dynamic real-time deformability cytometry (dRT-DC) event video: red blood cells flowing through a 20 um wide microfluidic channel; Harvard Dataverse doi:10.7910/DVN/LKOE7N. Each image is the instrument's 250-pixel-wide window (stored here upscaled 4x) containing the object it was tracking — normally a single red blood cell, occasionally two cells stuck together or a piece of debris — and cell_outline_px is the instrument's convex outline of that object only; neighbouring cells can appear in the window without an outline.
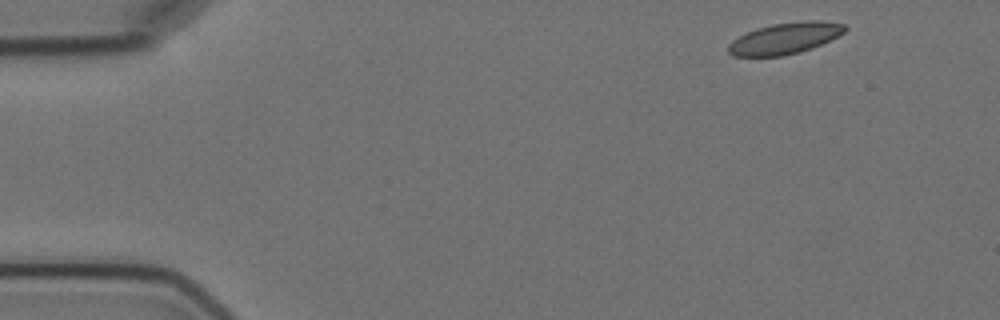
{"species": "Egyptian fruit bat (a non-hibernating species)", "species_latin": "Rousettus aegyptiacus", "temperature_condition": "cold", "stored_images_in_passage": 6, "camera_frame_rate_fps": 3000, "um_per_image_px": 0.085, "animal": {"sex": "female"}, "frame": {"image": 1, "passage_image": 1, "time_ms": 0.0, "image_size_px": [1000, 320], "cell_outline_px": [[848, 28], [844, 32], [812, 48], [800, 52], [784, 56], [732, 56], [728, 52], [728, 44], [732, 40], [756, 28], [772, 24], [804, 20], [820, 20], [844, 24]], "centroid_in_image_um": [66.71, 3.25], "position_along_channel_um": 18.3, "area_um2": 21.21}}
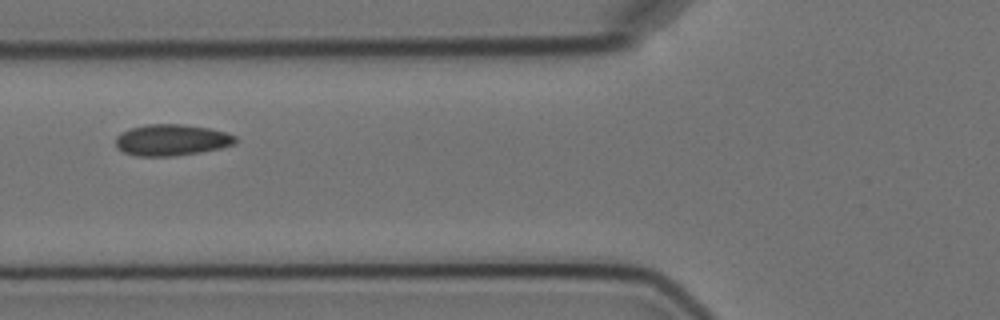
{"frame": {"image": 2, "passage_image": 5, "time_ms": 5.333, "image_size_px": [1000, 320], "cell_outline_px": [[236, 144], [220, 148], [200, 152], [176, 156], [136, 156], [124, 152], [116, 148], [116, 136], [120, 132], [144, 124], [180, 124], [208, 128], [224, 132], [236, 136]], "centroid_in_image_um": [14.56, 11.9], "position_along_channel_um": 111.2, "area_um2": 21.91}}
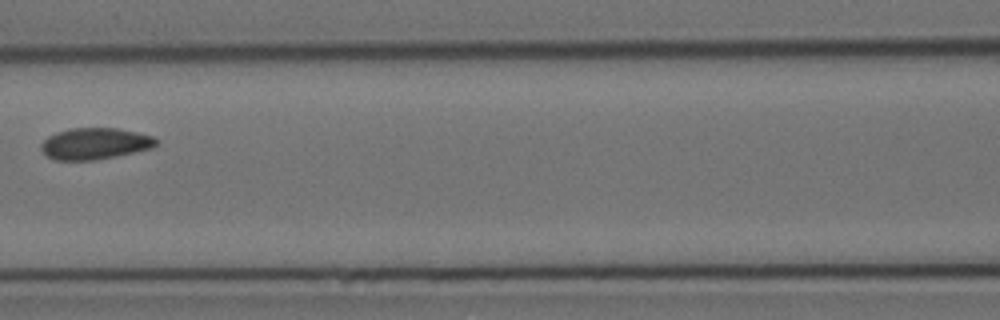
{"frame": {"image": 3, "passage_image": 6, "time_ms": 6.667, "image_size_px": [1000, 320], "cell_outline_px": [[156, 144], [152, 148], [116, 156], [92, 160], [56, 160], [48, 156], [40, 148], [40, 144], [48, 136], [56, 132], [72, 128], [116, 128], [136, 132], [152, 136], [156, 140]], "centroid_in_image_um": [8.04, 12.2], "position_along_channel_um": 158.6, "area_um2": 20.87}}